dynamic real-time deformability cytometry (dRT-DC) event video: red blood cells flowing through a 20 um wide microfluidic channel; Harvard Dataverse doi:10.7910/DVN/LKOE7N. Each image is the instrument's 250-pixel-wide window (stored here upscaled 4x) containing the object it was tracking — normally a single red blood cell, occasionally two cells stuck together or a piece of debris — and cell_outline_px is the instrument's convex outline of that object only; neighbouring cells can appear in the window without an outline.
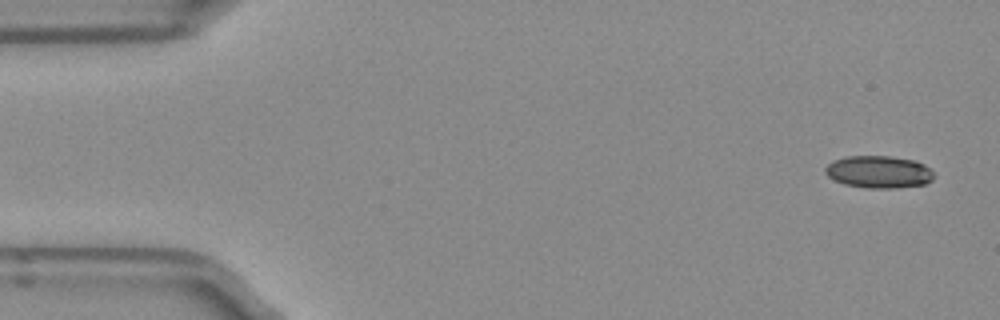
{"species": "Egyptian fruit bat (a non-hibernating species)", "species_latin": "Rousettus aegyptiacus", "temperature_condition": "room temperature", "stored_images_in_passage": 49, "camera_frame_rate_fps": 3000, "um_per_image_px": 0.085, "frame": {"image": 1, "passage_image": 1, "time_ms": 0.0, "image_size_px": [1000, 320], "cell_outline_px": [[936, 176], [932, 180], [924, 184], [896, 188], [868, 188], [844, 184], [828, 176], [824, 172], [824, 168], [832, 160], [844, 156], [892, 156], [916, 160], [924, 164]], "centroid_in_image_um": [74.69, 14.6], "position_along_channel_um": 10.3, "area_um2": 20.63}}
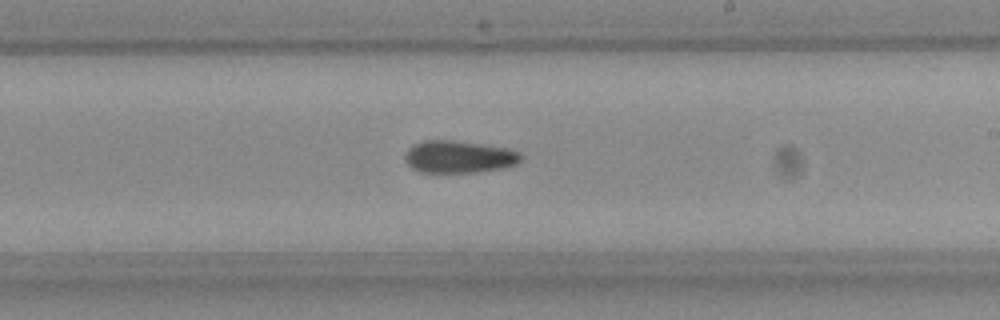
{"frame": {"image": 2, "passage_image": 28, "time_ms": 9.0, "image_size_px": [1000, 320], "cell_outline_px": [[524, 156], [516, 164], [504, 168], [472, 172], [420, 172], [412, 168], [404, 160], [404, 156], [408, 148], [412, 144], [424, 140], [456, 140], [508, 148], [520, 152]], "centroid_in_image_um": [39.0, 13.31], "position_along_channel_um": 250.0, "area_um2": 22.02}}
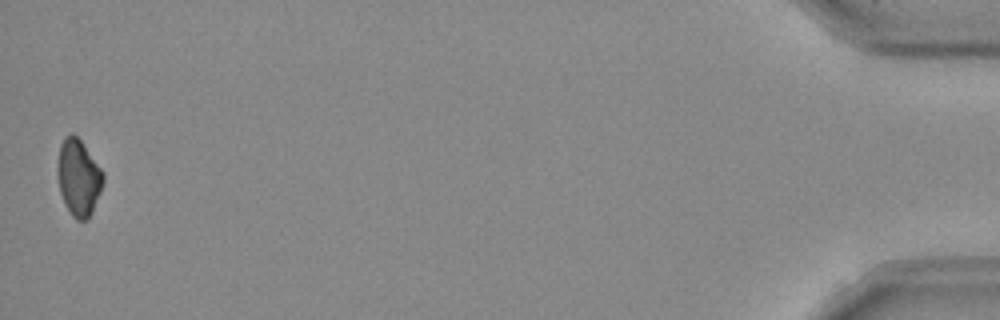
{"frame": {"image": 3, "passage_image": 49, "time_ms": 16.0, "image_size_px": [1000, 320], "cell_outline_px": [[104, 180], [100, 192], [92, 212], [88, 220], [76, 220], [72, 216], [64, 204], [60, 192], [56, 172], [56, 168], [60, 144], [64, 136], [72, 132], [80, 140], [104, 172]], "centroid_in_image_um": [6.65, 15.09], "position_along_channel_um": 428.5, "area_um2": 20.58}}